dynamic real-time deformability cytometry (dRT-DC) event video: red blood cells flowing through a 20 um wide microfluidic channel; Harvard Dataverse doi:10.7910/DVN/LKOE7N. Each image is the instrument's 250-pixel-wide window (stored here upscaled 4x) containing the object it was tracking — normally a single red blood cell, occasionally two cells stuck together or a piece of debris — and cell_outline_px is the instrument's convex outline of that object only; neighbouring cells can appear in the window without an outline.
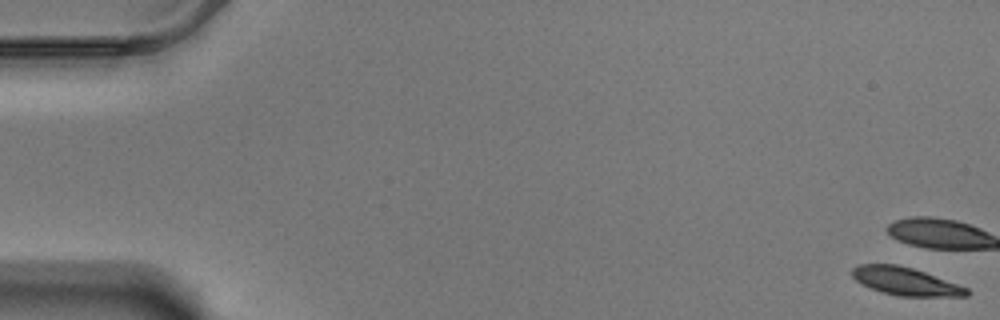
{"species": "Egyptian fruit bat (a non-hibernating species)", "species_latin": "Rousettus aegyptiacus", "temperature_condition": "warm", "stored_images_in_passage": 7, "camera_frame_rate_fps": 3000, "um_per_image_px": 0.085, "animal": {"sex": "male"}, "frame": {"image": 1, "passage_image": 1, "time_ms": 0.0, "image_size_px": [1000, 320], "cell_outline_px": [[968, 296], [900, 296], [880, 292], [856, 280], [852, 276], [852, 268], [856, 264], [896, 264], [912, 268], [924, 272], [968, 288]], "centroid_in_image_um": [76.94, 23.9], "position_along_channel_um": 8.1, "area_um2": 18.38}}